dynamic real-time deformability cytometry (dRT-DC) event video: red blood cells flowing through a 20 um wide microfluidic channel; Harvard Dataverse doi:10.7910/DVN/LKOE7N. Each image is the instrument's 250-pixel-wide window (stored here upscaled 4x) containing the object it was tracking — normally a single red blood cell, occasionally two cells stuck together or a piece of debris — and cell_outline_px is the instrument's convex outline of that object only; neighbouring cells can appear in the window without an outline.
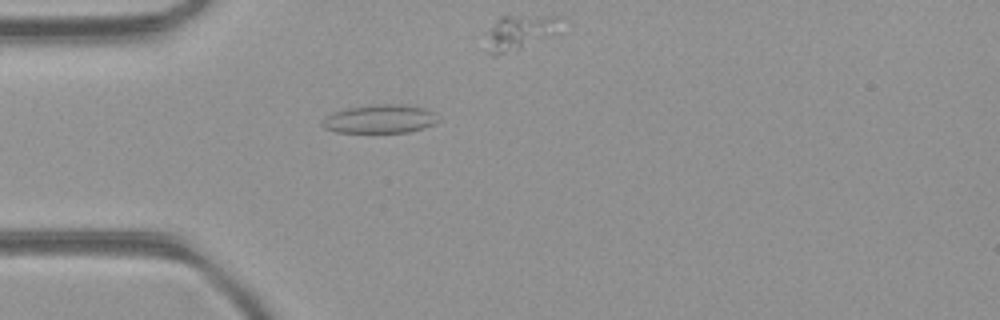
{"species": "common noctule bat (a hibernating species)", "species_latin": "Nyctalus noctula", "temperature_condition": "room temperature", "stored_images_in_passage": 4, "camera_frame_rate_fps": 3000, "um_per_image_px": 0.085, "animal": {"sex": "female", "body_mass_g": 21.9}, "frame": {"image": 1, "passage_image": 3, "time_ms": 0.667, "image_size_px": [1000, 320], "cell_outline_px": [[436, 124], [424, 128], [408, 132], [336, 132], [324, 128], [320, 124], [328, 116], [336, 112], [348, 108], [376, 104], [400, 104], [424, 108], [432, 112], [436, 120]], "centroid_in_image_um": [32.29, 10.12], "position_along_channel_um": 52.7, "area_um2": 18.9}}